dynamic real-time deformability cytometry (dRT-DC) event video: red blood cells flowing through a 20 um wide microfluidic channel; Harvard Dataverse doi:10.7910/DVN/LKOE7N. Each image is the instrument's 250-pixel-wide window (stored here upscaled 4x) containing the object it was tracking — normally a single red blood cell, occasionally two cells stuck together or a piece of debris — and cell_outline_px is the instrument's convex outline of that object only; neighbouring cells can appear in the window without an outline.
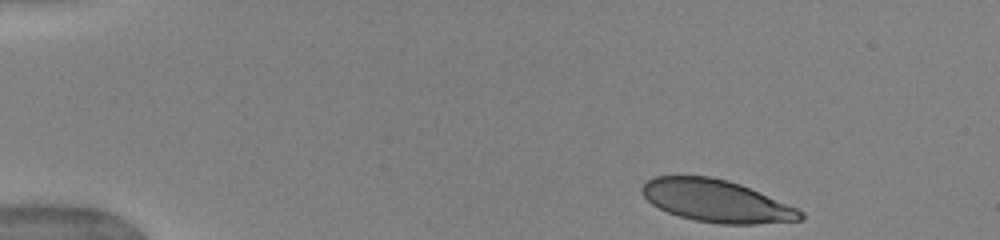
{"species": "human", "species_latin": "Homo sapiens", "temperature_condition": "warm", "stored_images_in_passage": 39, "camera_frame_rate_fps": 3000, "um_per_image_px": 0.085, "donor": {"sex": "female"}, "frame": {"image": 1, "passage_image": 1, "time_ms": 0.0, "image_size_px": [1000, 240], "cell_outline_px": [[804, 220], [756, 224], [720, 224], [696, 220], [680, 216], [668, 212], [652, 204], [640, 192], [640, 188], [648, 180], [656, 176], [708, 176], [728, 180], [740, 184], [796, 208], [804, 212]], "centroid_in_image_um": [60.89, 17.08], "position_along_channel_um": 24.1, "area_um2": 38.73}}
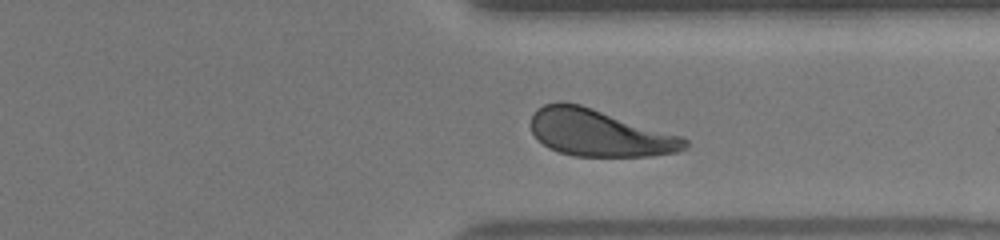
{"frame": {"image": 2, "passage_image": 34, "time_ms": 11.0, "image_size_px": [1000, 240], "cell_outline_px": [[688, 148], [676, 152], [652, 156], [572, 156], [548, 148], [532, 132], [532, 112], [536, 108], [544, 104], [560, 100], [580, 104], [684, 136], [688, 140]], "centroid_in_image_um": [50.97, 11.28], "position_along_channel_um": 360.4, "area_um2": 42.43}}
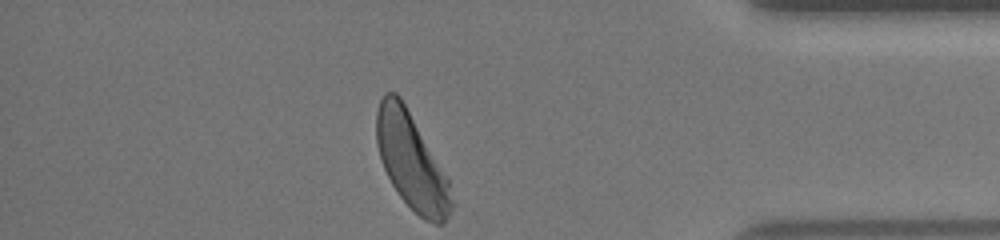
{"frame": {"image": 3, "passage_image": 39, "time_ms": 12.667, "image_size_px": [1000, 240], "cell_outline_px": [[452, 208], [444, 224], [436, 224], [424, 220], [396, 192], [380, 160], [376, 144], [376, 112], [380, 100], [384, 92], [396, 92], [400, 96], [448, 176], [452, 200]], "centroid_in_image_um": [34.97, 13.7], "position_along_channel_um": 400.2, "area_um2": 41.96}, "authors_computed_cell_mechanics": {"area_um2": 42.5408, "velocity_mm_per_s": 3.9289, "shape_relaxation_time_tau1_ms": 4.5408, "shape_relaxation_time_tau2_ms": 0.7479, "deformation_change_tau1": 0.1658, "deformation_change_tau2": 0.0763}}